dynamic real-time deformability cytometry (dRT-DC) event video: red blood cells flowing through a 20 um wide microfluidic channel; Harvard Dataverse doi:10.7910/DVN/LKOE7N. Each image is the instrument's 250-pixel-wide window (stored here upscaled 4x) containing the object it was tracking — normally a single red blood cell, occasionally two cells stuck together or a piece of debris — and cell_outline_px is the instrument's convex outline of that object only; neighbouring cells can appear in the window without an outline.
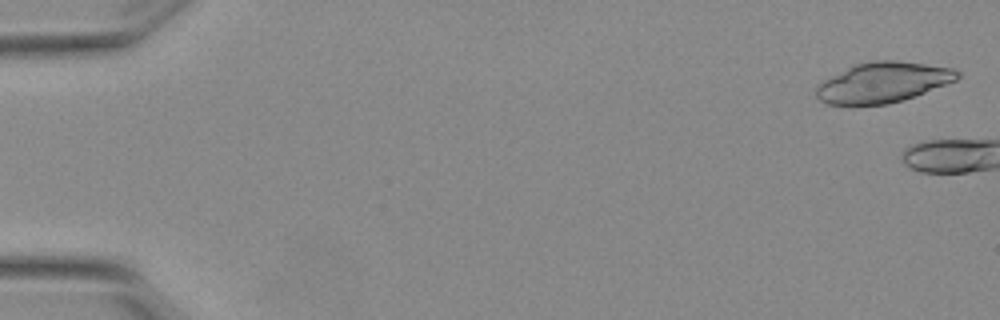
{"species": "Egyptian fruit bat (a non-hibernating species)", "species_latin": "Rousettus aegyptiacus", "temperature_condition": "warm", "stored_images_in_passage": 3, "camera_frame_rate_fps": 3000, "um_per_image_px": 0.085, "animal": {"sex": "female"}, "frame": {"image": 1, "passage_image": 1, "time_ms": 0.0, "image_size_px": [1000, 320], "cell_outline_px": [[960, 76], [956, 80], [904, 100], [888, 104], [856, 108], [852, 108], [828, 104], [820, 100], [816, 96], [816, 84], [856, 64], [872, 60], [896, 60], [952, 68], [960, 72]], "centroid_in_image_um": [74.99, 7.05], "position_along_channel_um": 10.0, "area_um2": 33.7}}